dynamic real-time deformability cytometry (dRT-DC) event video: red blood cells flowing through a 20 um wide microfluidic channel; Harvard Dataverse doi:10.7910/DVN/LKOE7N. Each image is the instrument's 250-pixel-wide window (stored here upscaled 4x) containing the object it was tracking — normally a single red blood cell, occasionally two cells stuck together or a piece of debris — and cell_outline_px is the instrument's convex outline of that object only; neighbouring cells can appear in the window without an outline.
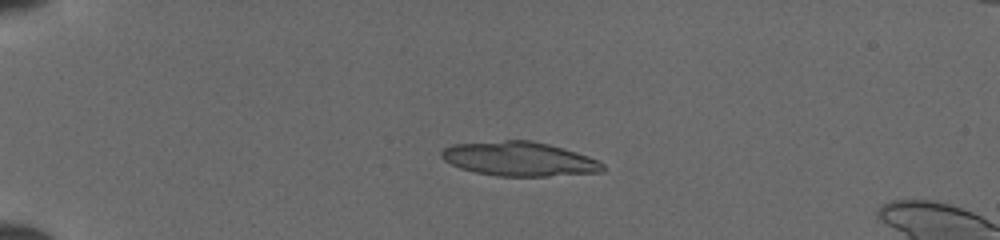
{"species": "common noctule bat (a hibernating species)", "species_latin": "Nyctalus noctula", "temperature_condition": "cold", "stored_images_in_passage": 38, "segment_of_instrument_passage": [1, 2], "camera_frame_rate_fps": 3000, "um_per_image_px": 0.085, "animal": {"sex": "female", "body_mass_g": 19.5, "forearm_length_mm": 54.1}, "frame": {"image": 1, "passage_image": 1, "time_ms": 0.0, "image_size_px": [1000, 240], "cell_outline_px": [[604, 172], [548, 176], [496, 176], [476, 172], [460, 168], [444, 160], [440, 156], [440, 152], [444, 148], [452, 144], [504, 140], [532, 140], [564, 148], [600, 160], [604, 164]], "centroid_in_image_um": [44.16, 13.51], "position_along_channel_um": 40.8, "area_um2": 32.37}}